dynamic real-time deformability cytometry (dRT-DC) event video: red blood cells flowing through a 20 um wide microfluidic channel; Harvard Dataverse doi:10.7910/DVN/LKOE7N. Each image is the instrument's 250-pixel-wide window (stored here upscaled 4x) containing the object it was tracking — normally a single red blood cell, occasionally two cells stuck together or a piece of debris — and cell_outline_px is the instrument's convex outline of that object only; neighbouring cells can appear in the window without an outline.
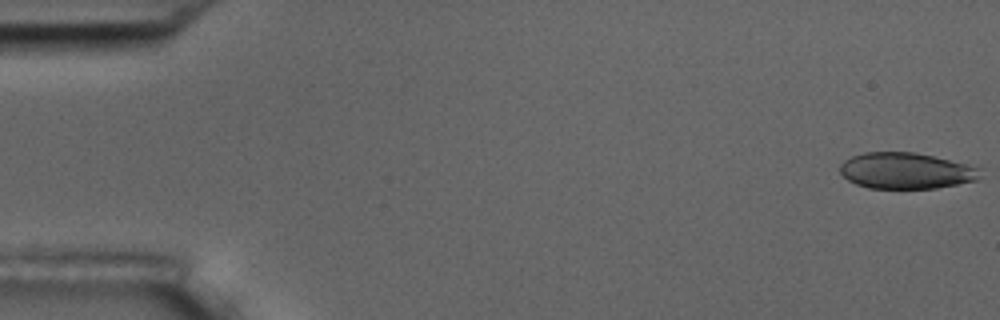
{"species": "common noctule bat (a hibernating species)", "species_latin": "Nyctalus noctula", "temperature_condition": "room temperature", "stored_images_in_passage": 7, "camera_frame_rate_fps": 3000, "um_per_image_px": 0.085, "animal": {"sex": "male", "body_mass_g": 17.5, "forearm_length_mm": 52.3}, "frame": {"image": 1, "passage_image": 1, "time_ms": 0.0, "image_size_px": [1000, 320], "cell_outline_px": [[980, 176], [976, 180], [936, 188], [868, 188], [856, 184], [848, 180], [840, 172], [840, 164], [844, 160], [852, 156], [864, 152], [912, 152], [932, 156], [968, 164], [980, 168]], "centroid_in_image_um": [76.98, 14.51], "position_along_channel_um": 8.0, "area_um2": 29.36}}
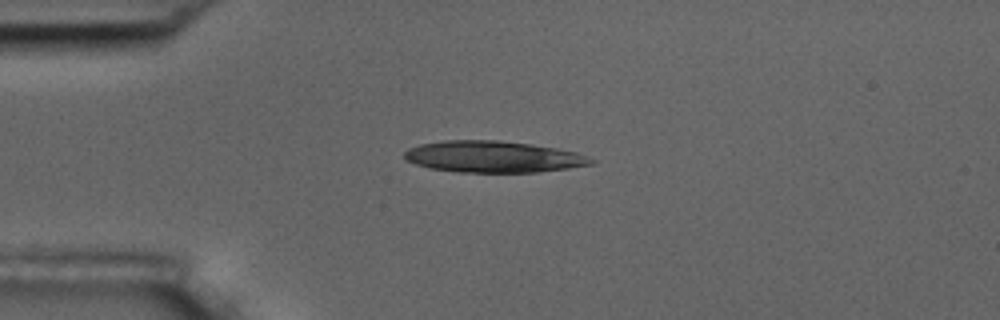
{"frame": {"image": 2, "passage_image": 4, "time_ms": 4.333, "image_size_px": [1000, 320], "cell_outline_px": [[596, 164], [568, 168], [536, 172], [460, 172], [428, 168], [416, 164], [408, 160], [404, 156], [404, 152], [408, 148], [420, 144], [444, 140], [500, 140], [532, 144], [556, 148], [576, 152], [596, 160]], "centroid_in_image_um": [41.94, 13.32], "position_along_channel_um": 43.1, "area_um2": 34.33}}